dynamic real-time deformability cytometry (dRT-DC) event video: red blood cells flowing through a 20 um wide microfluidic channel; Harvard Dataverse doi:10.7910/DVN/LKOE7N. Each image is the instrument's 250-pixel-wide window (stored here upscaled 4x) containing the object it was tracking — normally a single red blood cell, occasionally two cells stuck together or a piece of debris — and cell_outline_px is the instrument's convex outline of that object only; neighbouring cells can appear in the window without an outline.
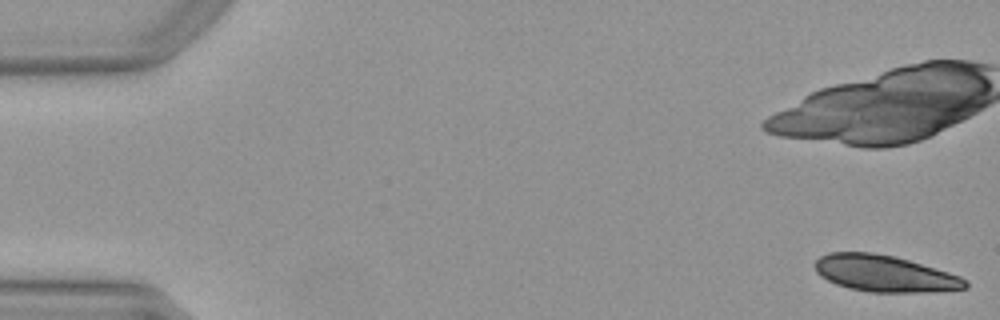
{"species": "Egyptian fruit bat (a non-hibernating species)", "species_latin": "Rousettus aegyptiacus", "temperature_condition": "warm", "stored_images_in_passage": 17, "camera_frame_rate_fps": 3000, "um_per_image_px": 0.085, "animal": {"sex": "female"}, "frame": {"image": 1, "passage_image": 1, "time_ms": 0.0, "image_size_px": [1000, 320], "cell_outline_px": [[968, 288], [932, 292], [872, 292], [848, 288], [836, 284], [820, 276], [816, 272], [812, 264], [820, 256], [832, 252], [868, 252], [892, 256], [908, 260], [948, 272], [960, 276], [968, 280]], "centroid_in_image_um": [75.18, 23.26], "position_along_channel_um": 9.8, "area_um2": 31.96}}